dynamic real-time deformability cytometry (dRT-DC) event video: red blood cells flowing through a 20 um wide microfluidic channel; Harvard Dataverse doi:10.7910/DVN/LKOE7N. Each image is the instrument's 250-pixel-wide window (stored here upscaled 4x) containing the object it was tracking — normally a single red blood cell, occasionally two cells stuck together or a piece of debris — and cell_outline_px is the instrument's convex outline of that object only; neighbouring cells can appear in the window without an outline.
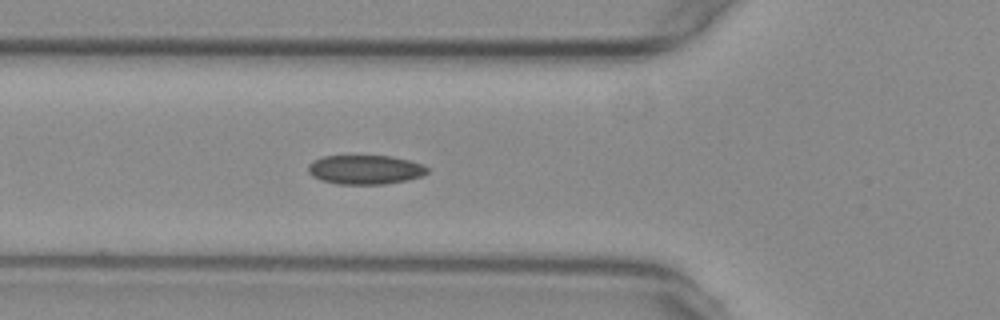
{"species": "common noctule bat (a hibernating species)", "species_latin": "Nyctalus noctula", "temperature_condition": "warm", "stored_images_in_passage": 42, "camera_frame_rate_fps": 3000, "um_per_image_px": 0.085, "animal": {"sex": "female", "body_mass_g": 29.2, "forearm_length_mm": 56.3}, "frame": {"image": 1, "passage_image": 8, "time_ms": 2.333, "image_size_px": [1000, 320], "cell_outline_px": [[428, 172], [420, 176], [408, 180], [384, 184], [336, 184], [320, 180], [312, 176], [308, 172], [308, 164], [312, 160], [320, 156], [392, 156], [408, 160], [420, 164], [428, 168]], "centroid_in_image_um": [30.98, 14.42], "position_along_channel_um": 94.8, "area_um2": 20.35}}
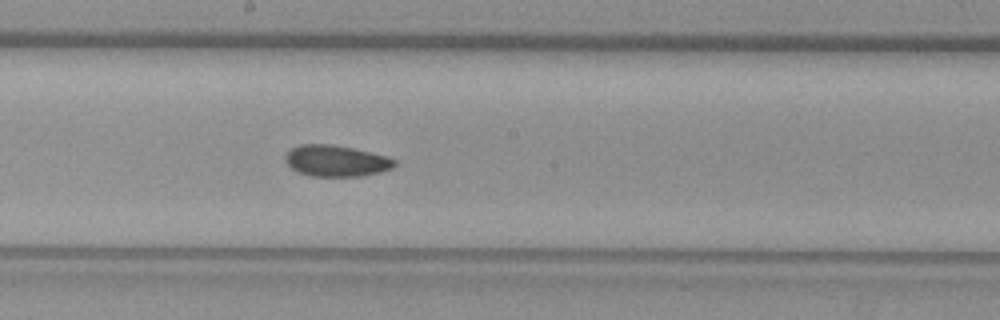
{"frame": {"image": 2, "passage_image": 18, "time_ms": 5.667, "image_size_px": [1000, 320], "cell_outline_px": [[396, 164], [392, 168], [380, 172], [364, 176], [308, 176], [296, 172], [284, 160], [284, 156], [292, 148], [300, 144], [332, 144], [352, 148], [384, 156], [396, 160]], "centroid_in_image_um": [28.53, 13.68], "position_along_channel_um": 219.7, "area_um2": 19.88}}
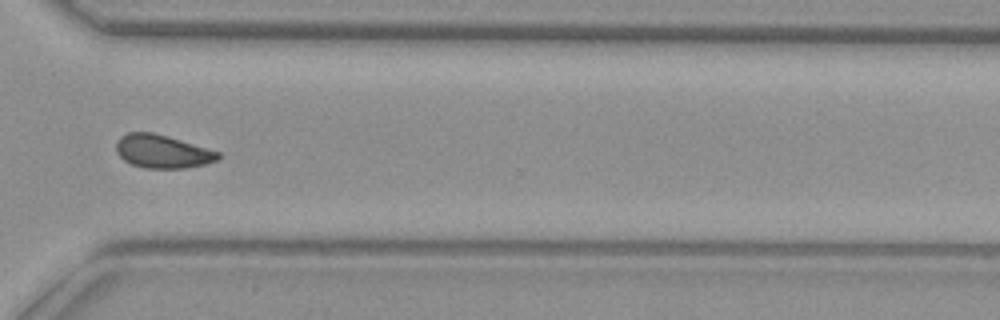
{"frame": {"image": 3, "passage_image": 29, "time_ms": 9.333, "image_size_px": [1000, 320], "cell_outline_px": [[220, 156], [216, 160], [204, 164], [184, 168], [144, 168], [132, 164], [124, 160], [116, 152], [116, 144], [120, 136], [128, 132], [152, 132], [168, 136], [208, 148], [220, 152]], "centroid_in_image_um": [13.78, 12.86], "position_along_channel_um": 356.8, "area_um2": 19.71}, "authors_computed_cell_mechanics": {"area_um2": 19.8543, "velocity_mm_per_s": 3.741, "shape_relaxation_time_tau1_ms": 6.55, "shape_relaxation_time_tau2_ms": 2.8051, "deformation_change_tau1": 0.0988, "deformation_change_tau2": 0.0633}}